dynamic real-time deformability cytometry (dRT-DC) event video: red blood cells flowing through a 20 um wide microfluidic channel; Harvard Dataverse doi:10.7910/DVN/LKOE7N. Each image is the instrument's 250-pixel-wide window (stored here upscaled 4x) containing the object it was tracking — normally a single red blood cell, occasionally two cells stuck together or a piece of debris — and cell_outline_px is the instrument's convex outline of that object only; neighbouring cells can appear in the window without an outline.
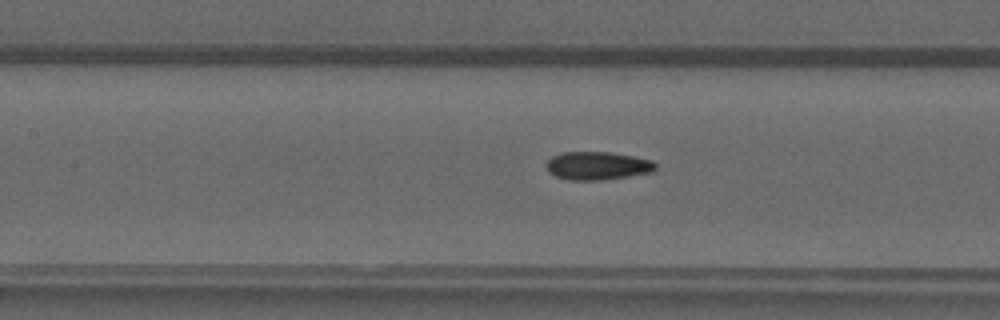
{"species": "common noctule bat (a hibernating species)", "species_latin": "Nyctalus noctula", "temperature_condition": "warm", "stored_images_in_passage": 39, "camera_frame_rate_fps": 3000, "um_per_image_px": 0.085, "animal": {"sex": "male", "forearm_length_mm": 52.5}, "frame": {"image": 1, "passage_image": 13, "time_ms": 4.0, "image_size_px": [1000, 320], "cell_outline_px": [[656, 168], [652, 172], [604, 180], [568, 180], [556, 176], [548, 172], [544, 164], [552, 156], [564, 152], [608, 152], [632, 156], [652, 160], [656, 164]], "centroid_in_image_um": [50.75, 14.09], "position_along_channel_um": 156.6, "area_um2": 17.98}}
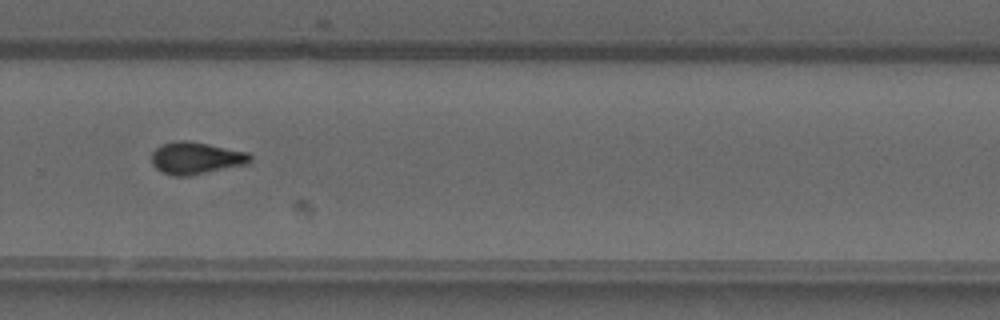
{"frame": {"image": 2, "passage_image": 24, "time_ms": 7.667, "image_size_px": [1000, 320], "cell_outline_px": [[252, 164], [188, 176], [172, 176], [160, 172], [152, 164], [152, 152], [160, 144], [180, 140], [188, 140], [248, 152], [252, 156]], "centroid_in_image_um": [16.69, 13.45], "position_along_channel_um": 313.1, "area_um2": 18.84}}
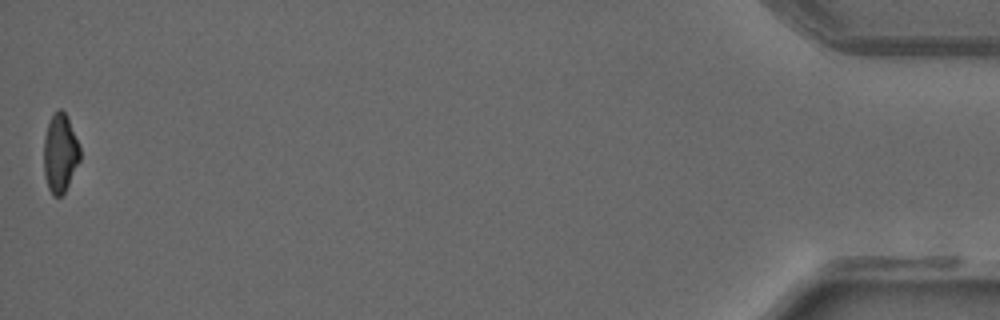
{"frame": {"image": 3, "passage_image": 39, "time_ms": 12.667, "image_size_px": [1000, 320], "cell_outline_px": [[80, 160], [64, 192], [60, 196], [52, 196], [48, 188], [44, 176], [44, 140], [48, 120], [60, 108], [64, 112], [68, 120], [80, 148]], "centroid_in_image_um": [5.09, 13.05], "position_along_channel_um": 430.1, "area_um2": 16.3}}